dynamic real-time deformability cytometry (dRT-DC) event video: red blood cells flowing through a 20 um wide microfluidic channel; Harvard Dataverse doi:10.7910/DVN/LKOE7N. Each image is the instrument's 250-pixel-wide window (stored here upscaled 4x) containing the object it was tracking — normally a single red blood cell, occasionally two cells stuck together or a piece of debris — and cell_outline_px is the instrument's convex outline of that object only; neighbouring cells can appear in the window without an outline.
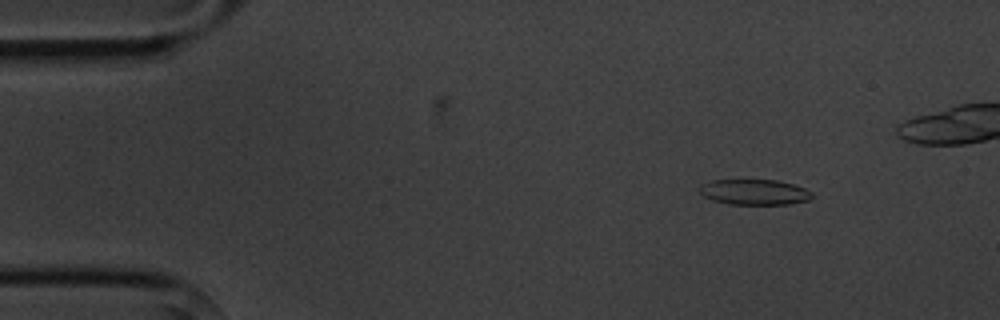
{"species": "common noctule bat (a hibernating species)", "species_latin": "Nyctalus noctula", "temperature_condition": "cold", "stored_images_in_passage": 6, "segment_of_instrument_passage": [1, 2], "camera_frame_rate_fps": 3000, "um_per_image_px": 0.085, "animal": {"sex": "male", "body_mass_g": 20.1, "forearm_length_mm": 53.5}, "frame": {"image": 1, "passage_image": 1, "time_ms": 0.0, "image_size_px": [1000, 320], "cell_outline_px": [[812, 196], [808, 200], [788, 204], [728, 204], [712, 200], [704, 196], [700, 192], [700, 184], [712, 180], [776, 180], [792, 184], [804, 188], [812, 192]], "centroid_in_image_um": [64.1, 16.32], "position_along_channel_um": 20.9, "area_um2": 16.59}}
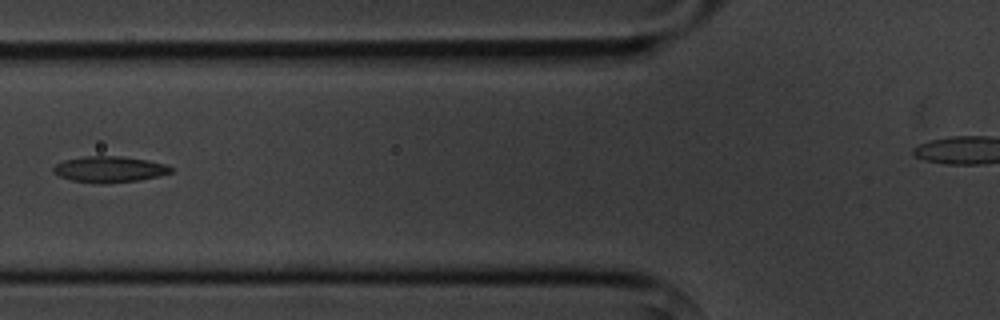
{"frame": {"image": 2, "passage_image": 5, "time_ms": 4.667, "image_size_px": [1000, 320], "cell_outline_px": [[172, 172], [160, 176], [140, 180], [108, 184], [100, 184], [72, 180], [60, 176], [52, 172], [52, 168], [56, 164], [64, 160], [84, 156], [124, 156], [148, 160], [168, 164], [172, 168]], "centroid_in_image_um": [9.33, 14.39], "position_along_channel_um": 116.5, "area_um2": 18.15}}